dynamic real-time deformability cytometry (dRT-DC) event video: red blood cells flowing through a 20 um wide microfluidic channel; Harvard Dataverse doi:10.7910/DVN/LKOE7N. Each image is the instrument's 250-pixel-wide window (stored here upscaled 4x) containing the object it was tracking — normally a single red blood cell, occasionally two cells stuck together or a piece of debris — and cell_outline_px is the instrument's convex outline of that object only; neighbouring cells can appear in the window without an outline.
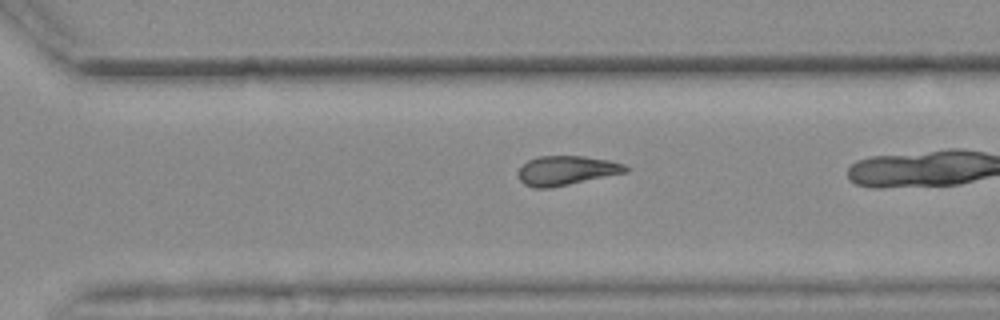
{"species": "common noctule bat (a hibernating species)", "species_latin": "Nyctalus noctula", "temperature_condition": "warm", "stored_images_in_passage": 28, "camera_frame_rate_fps": 3000, "um_per_image_px": 0.085, "animal": {"sex": "female", "body_mass_g": 25.1}, "frame": {"image": 1, "passage_image": 24, "time_ms": 7.667, "image_size_px": [1000, 320], "cell_outline_px": [[628, 172], [548, 188], [532, 188], [524, 184], [520, 180], [520, 168], [528, 160], [536, 156], [584, 156], [608, 160], [624, 164], [628, 168]], "centroid_in_image_um": [48.15, 14.48], "position_along_channel_um": 322.5, "area_um2": 18.15}, "authors_computed_cell_mechanics": {"area_um2": 18.496, "velocity_mm_per_s": 3.6682, "shape_relaxation_time_tau1_ms": null, "shape_relaxation_time_tau2_ms": 3.9103, "deformation_change_tau1": null, "deformation_change_tau2": 0.1257}}